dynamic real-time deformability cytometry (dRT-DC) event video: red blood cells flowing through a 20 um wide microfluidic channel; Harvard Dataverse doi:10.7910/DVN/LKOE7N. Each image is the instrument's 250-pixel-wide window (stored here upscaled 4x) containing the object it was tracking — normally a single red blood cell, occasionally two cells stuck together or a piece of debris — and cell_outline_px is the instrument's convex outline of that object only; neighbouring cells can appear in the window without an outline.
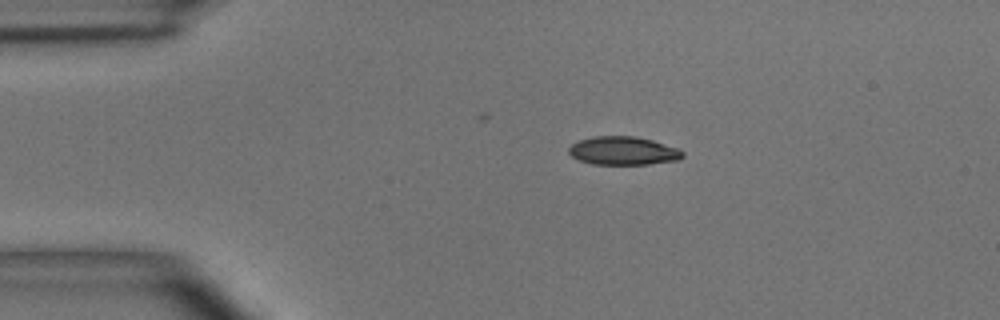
{"species": "common noctule bat (a hibernating species)", "species_latin": "Nyctalus noctula", "temperature_condition": "room temperature", "stored_images_in_passage": 6, "camera_frame_rate_fps": 3000, "um_per_image_px": 0.085, "animal": {"sex": "male", "body_mass_g": 15.6}, "frame": {"image": 1, "passage_image": 3, "time_ms": 2.333, "image_size_px": [1000, 320], "cell_outline_px": [[684, 156], [676, 160], [648, 164], [592, 164], [580, 160], [572, 156], [568, 152], [568, 148], [572, 144], [580, 140], [592, 136], [636, 136], [652, 140], [680, 148], [684, 152]], "centroid_in_image_um": [52.99, 12.81], "position_along_channel_um": 32.0, "area_um2": 18.84}}
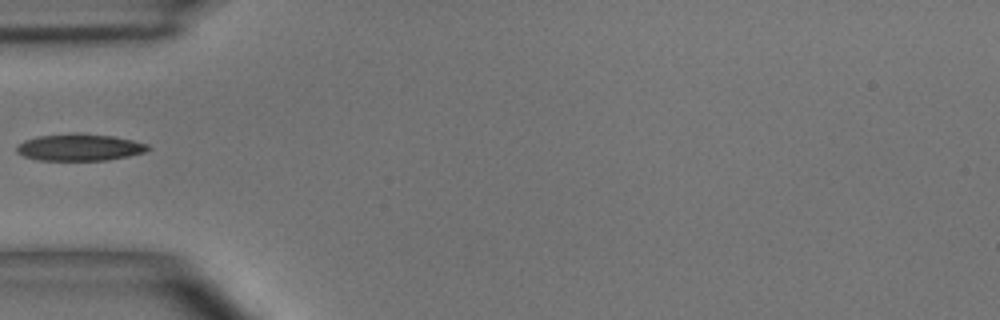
{"frame": {"image": 2, "passage_image": 5, "time_ms": 4.667, "image_size_px": [1000, 320], "cell_outline_px": [[152, 148], [144, 152], [128, 156], [108, 160], [40, 160], [24, 156], [16, 152], [16, 148], [24, 140], [36, 136], [72, 132], [76, 132], [112, 136], [132, 140], [148, 144]], "centroid_in_image_um": [6.76, 12.51], "position_along_channel_um": 78.2, "area_um2": 20.69}}
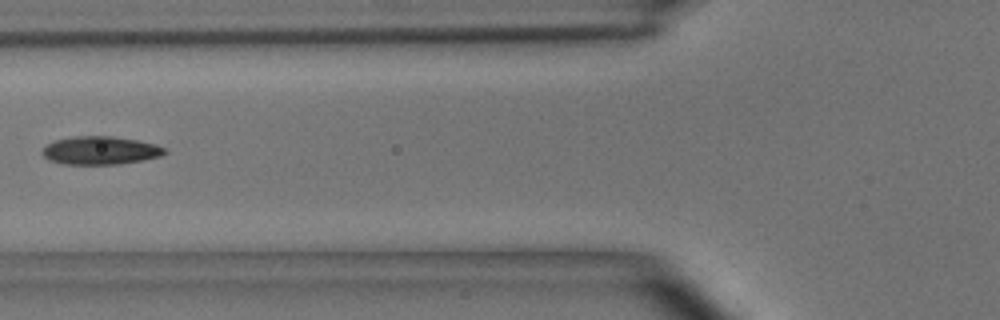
{"frame": {"image": 3, "passage_image": 6, "time_ms": 5.667, "image_size_px": [1000, 320], "cell_outline_px": [[168, 152], [160, 156], [144, 160], [120, 164], [64, 164], [48, 160], [40, 152], [48, 144], [56, 140], [72, 136], [112, 136], [136, 140], [156, 144], [164, 148]], "centroid_in_image_um": [8.53, 12.79], "position_along_channel_um": 117.3, "area_um2": 20.11}}